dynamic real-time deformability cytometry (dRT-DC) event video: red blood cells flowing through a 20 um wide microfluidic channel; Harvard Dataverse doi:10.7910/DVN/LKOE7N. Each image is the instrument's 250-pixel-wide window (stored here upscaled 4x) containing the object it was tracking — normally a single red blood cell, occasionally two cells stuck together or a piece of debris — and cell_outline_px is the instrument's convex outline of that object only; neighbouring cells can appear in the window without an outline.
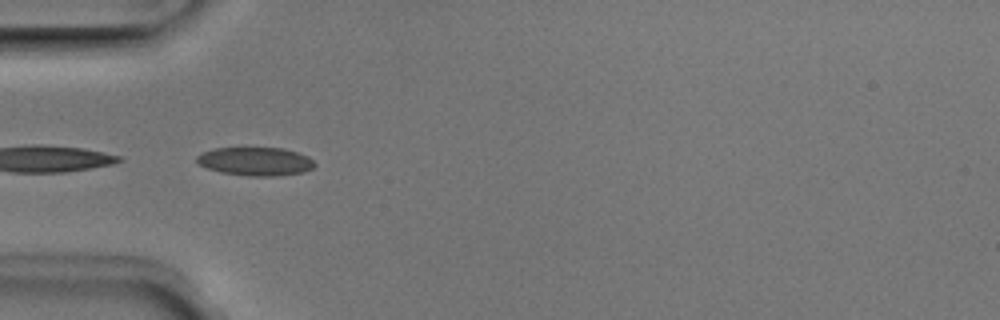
{"species": "Egyptian fruit bat (a non-hibernating species)", "species_latin": "Rousettus aegyptiacus", "temperature_condition": "room temperature", "stored_images_in_passage": 41, "camera_frame_rate_fps": 3000, "um_per_image_px": 0.085, "animal": {"sex": "male"}, "frame": {"image": 1, "passage_image": 6, "time_ms": 1.667, "image_size_px": [1000, 320], "cell_outline_px": [[316, 164], [312, 168], [304, 172], [276, 176], [248, 176], [220, 172], [196, 164], [196, 156], [212, 148], [284, 148], [308, 156]], "centroid_in_image_um": [21.7, 13.72], "position_along_channel_um": 63.3, "area_um2": 19.59}}
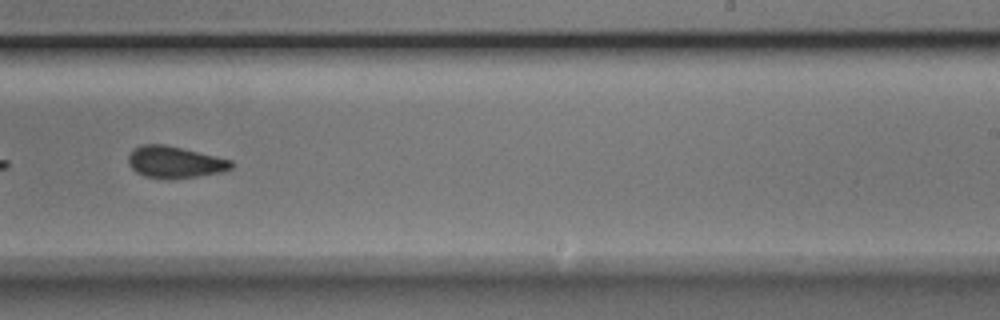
{"frame": {"image": 2, "passage_image": 22, "time_ms": 7.0, "image_size_px": [1000, 320], "cell_outline_px": [[232, 168], [220, 172], [196, 176], [168, 180], [144, 176], [136, 172], [128, 164], [128, 156], [140, 144], [164, 144], [232, 160]], "centroid_in_image_um": [14.82, 13.79], "position_along_channel_um": 274.2, "area_um2": 18.9}}
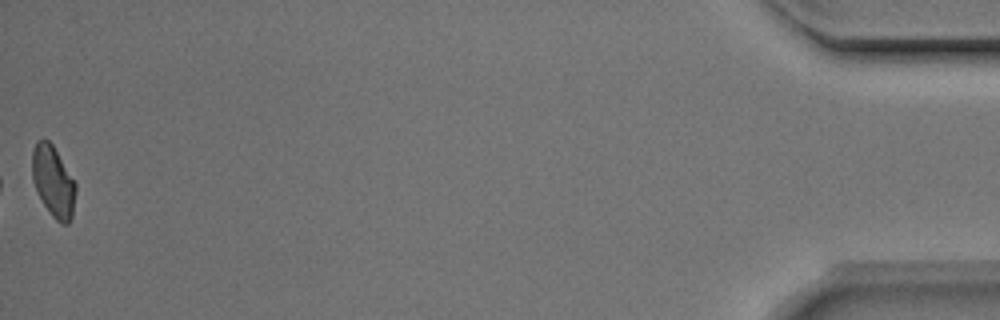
{"frame": {"image": 3, "passage_image": 41, "time_ms": 13.333, "image_size_px": [1000, 320], "cell_outline_px": [[76, 192], [72, 216], [68, 224], [60, 224], [52, 216], [44, 204], [32, 180], [32, 152], [36, 140], [48, 140], [52, 144], [76, 184]], "centroid_in_image_um": [4.52, 15.44], "position_along_channel_um": 430.7, "area_um2": 17.8}, "authors_computed_cell_mechanics": {"area_um2": 19.0162, "velocity_mm_per_s": 3.9884, "shape_relaxation_time_tau1_ms": null, "shape_relaxation_time_tau2_ms": 2.1576, "deformation_change_tau1": null, "deformation_change_tau2": 0.0889}}